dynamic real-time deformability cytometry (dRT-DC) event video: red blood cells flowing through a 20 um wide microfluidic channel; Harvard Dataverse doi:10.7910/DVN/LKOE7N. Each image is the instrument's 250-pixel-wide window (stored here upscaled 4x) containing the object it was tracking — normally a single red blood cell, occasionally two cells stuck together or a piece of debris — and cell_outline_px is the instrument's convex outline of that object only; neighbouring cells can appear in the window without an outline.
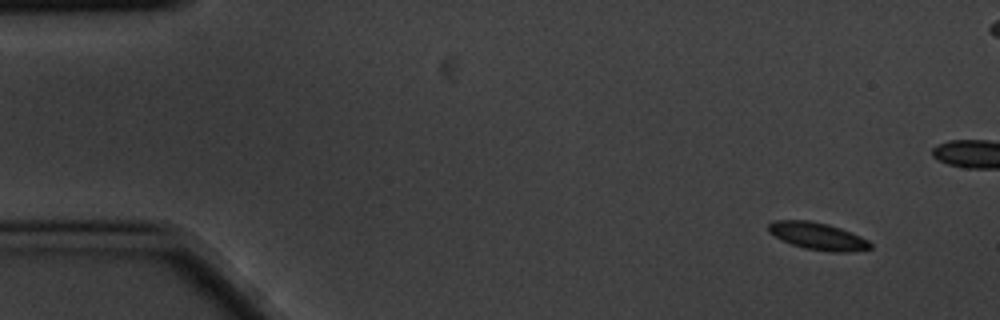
{"species": "common noctule bat (a hibernating species)", "species_latin": "Nyctalus noctula", "temperature_condition": "cold", "stored_images_in_passage": 6, "camera_frame_rate_fps": 3000, "um_per_image_px": 0.085, "animal": {"sex": "male", "body_mass_g": 20.1, "forearm_length_mm": 53.5}, "frame": {"image": 1, "passage_image": 1, "time_ms": 0.0, "image_size_px": [1000, 320], "cell_outline_px": [[872, 248], [852, 252], [836, 252], [804, 248], [780, 240], [768, 232], [768, 224], [776, 220], [808, 220], [828, 224], [840, 228], [860, 236], [868, 240], [872, 244]], "centroid_in_image_um": [69.5, 20.07], "position_along_channel_um": 15.5, "area_um2": 16.18}}